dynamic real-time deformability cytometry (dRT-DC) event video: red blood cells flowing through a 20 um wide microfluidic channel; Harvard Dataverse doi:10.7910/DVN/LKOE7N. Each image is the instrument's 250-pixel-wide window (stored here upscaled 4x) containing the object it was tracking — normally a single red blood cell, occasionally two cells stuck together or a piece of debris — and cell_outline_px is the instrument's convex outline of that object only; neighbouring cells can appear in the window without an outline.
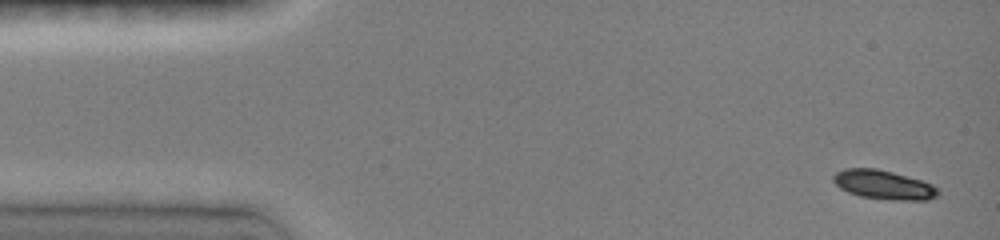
{"species": "common noctule bat (a hibernating species)", "species_latin": "Nyctalus noctula", "temperature_condition": "room temperature", "stored_images_in_passage": 6, "camera_frame_rate_fps": 3000, "um_per_image_px": 0.085, "animal": {"sex": "female", "body_mass_g": 19.0, "forearm_length_mm": 51.5}, "frame": {"image": 1, "passage_image": 1, "time_ms": 0.0, "image_size_px": [1000, 240], "cell_outline_px": [[940, 192], [936, 196], [928, 200], [888, 200], [860, 196], [848, 192], [840, 188], [832, 180], [832, 176], [836, 172], [844, 168], [876, 168], [892, 172], [920, 180], [932, 184], [940, 188]], "centroid_in_image_um": [75.11, 15.71], "position_along_channel_um": 9.9, "area_um2": 17.86}}
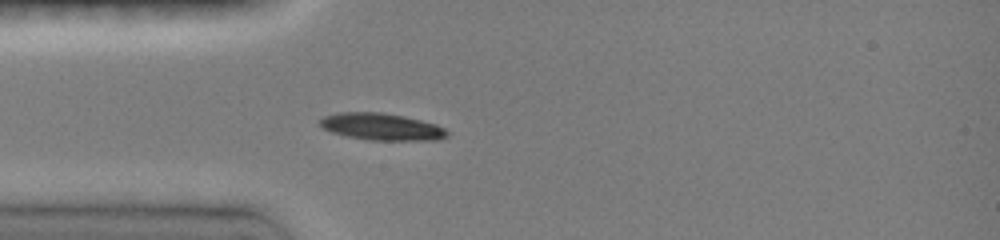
{"frame": {"image": 2, "passage_image": 6, "time_ms": 3.667, "image_size_px": [1000, 240], "cell_outline_px": [[448, 136], [440, 140], [368, 140], [344, 136], [332, 132], [324, 128], [320, 124], [320, 120], [324, 116], [340, 112], [380, 112], [404, 116], [436, 124], [444, 128], [448, 132]], "centroid_in_image_um": [32.45, 10.78], "position_along_channel_um": 52.5, "area_um2": 20.0}}